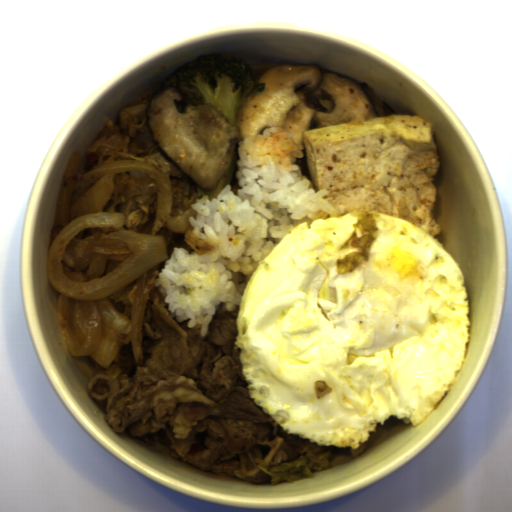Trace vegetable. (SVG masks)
<instances>
[{
    "instance_id": "1",
    "label": "vegetable",
    "mask_w": 512,
    "mask_h": 512,
    "mask_svg": "<svg viewBox=\"0 0 512 512\" xmlns=\"http://www.w3.org/2000/svg\"><path fill=\"white\" fill-rule=\"evenodd\" d=\"M356 219L353 231L348 241L341 247L344 255L337 258L338 274H352L354 270L366 261L377 233L375 215L367 211H351L349 214Z\"/></svg>"
},
{
    "instance_id": "2",
    "label": "vegetable",
    "mask_w": 512,
    "mask_h": 512,
    "mask_svg": "<svg viewBox=\"0 0 512 512\" xmlns=\"http://www.w3.org/2000/svg\"><path fill=\"white\" fill-rule=\"evenodd\" d=\"M258 468L265 474L272 476L271 484L274 485L281 481L291 482L293 484L295 481L312 478L314 476L305 458L283 464L260 463Z\"/></svg>"
}]
</instances>
